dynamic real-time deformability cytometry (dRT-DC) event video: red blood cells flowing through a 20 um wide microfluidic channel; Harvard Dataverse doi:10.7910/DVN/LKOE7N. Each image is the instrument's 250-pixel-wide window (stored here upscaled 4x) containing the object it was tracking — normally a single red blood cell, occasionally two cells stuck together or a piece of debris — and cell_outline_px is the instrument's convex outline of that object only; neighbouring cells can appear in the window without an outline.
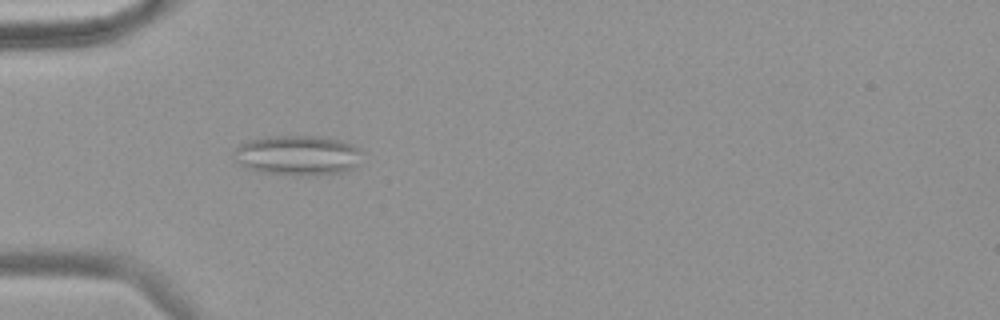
{"species": "common noctule bat (a hibernating species)", "species_latin": "Nyctalus noctula", "temperature_condition": "warm", "stored_images_in_passage": 58, "segment_of_instrument_passage": [1, 2], "camera_frame_rate_fps": 3000, "um_per_image_px": 0.085, "animal": {"sex": "female", "body_mass_g": 18.4}, "frame": {"image": 1, "passage_image": 19, "time_ms": 6.0, "image_size_px": [1000, 320], "cell_outline_px": [[360, 164], [344, 172], [296, 176], [260, 172], [244, 168], [236, 160], [236, 148], [240, 144], [252, 140], [268, 136], [328, 136], [352, 144], [360, 148]], "centroid_in_image_um": [25.34, 13.2], "position_along_channel_um": 59.7, "area_um2": 30.0}}